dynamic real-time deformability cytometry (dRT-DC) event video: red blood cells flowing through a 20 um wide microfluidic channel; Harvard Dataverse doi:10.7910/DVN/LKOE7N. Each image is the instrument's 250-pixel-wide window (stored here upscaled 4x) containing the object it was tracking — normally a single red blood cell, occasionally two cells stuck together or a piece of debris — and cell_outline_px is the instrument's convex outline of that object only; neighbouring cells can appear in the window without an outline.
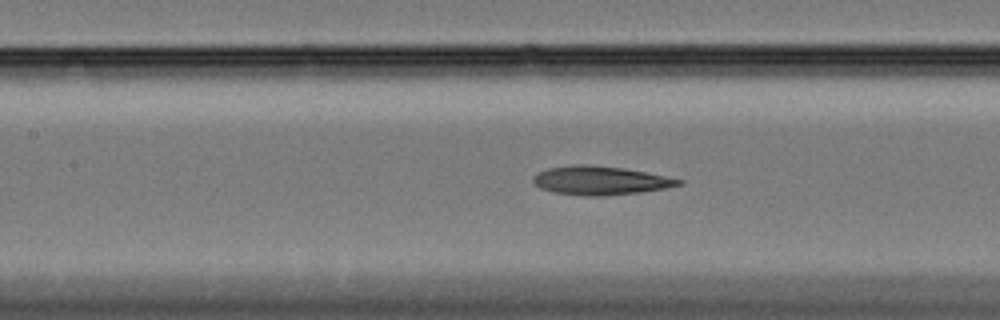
{"species": "Egyptian fruit bat (a non-hibernating species)", "species_latin": "Rousettus aegyptiacus", "temperature_condition": "cold", "stored_images_in_passage": 40, "camera_frame_rate_fps": 3000, "um_per_image_px": 0.085, "animal": {"sex": "female"}, "frame": {"image": 1, "passage_image": 13, "time_ms": 4.0, "image_size_px": [1000, 320], "cell_outline_px": [[684, 184], [664, 188], [640, 192], [600, 196], [588, 196], [552, 192], [540, 188], [532, 180], [532, 176], [548, 168], [576, 164], [584, 164], [624, 168], [684, 180]], "centroid_in_image_um": [51.01, 15.34], "position_along_channel_um": 156.4, "area_um2": 24.1}}
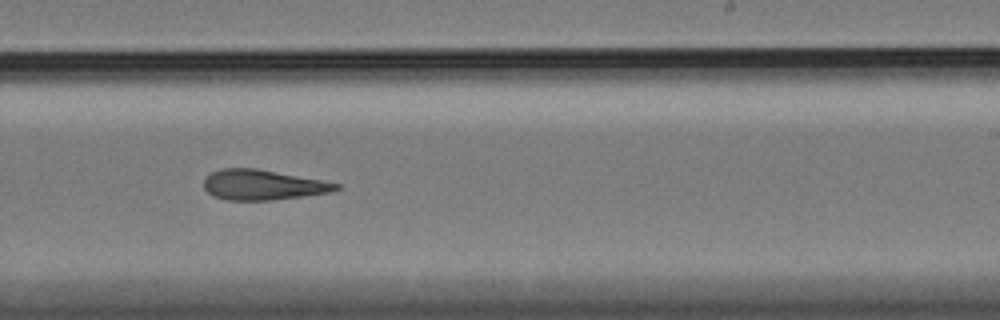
{"frame": {"image": 2, "passage_image": 23, "time_ms": 7.333, "image_size_px": [1000, 320], "cell_outline_px": [[340, 188], [328, 192], [304, 196], [272, 200], [228, 200], [212, 196], [204, 188], [204, 180], [212, 172], [220, 168], [256, 168], [320, 180], [340, 184]], "centroid_in_image_um": [22.29, 15.71], "position_along_channel_um": 266.7, "area_um2": 23.0}}
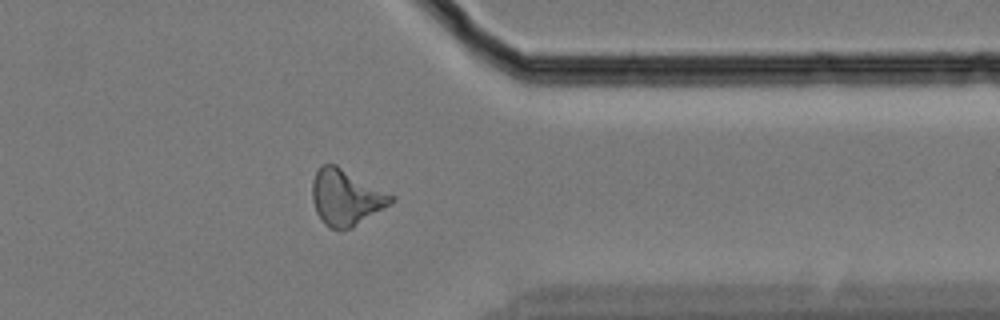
{"frame": {"image": 3, "passage_image": 34, "time_ms": 11.0, "image_size_px": [1000, 320], "cell_outline_px": [[396, 200], [352, 228], [340, 232], [328, 228], [324, 224], [316, 212], [312, 200], [312, 180], [320, 164], [336, 164], [396, 196]], "centroid_in_image_um": [29.39, 16.79], "position_along_channel_um": 382.0, "area_um2": 26.07}}